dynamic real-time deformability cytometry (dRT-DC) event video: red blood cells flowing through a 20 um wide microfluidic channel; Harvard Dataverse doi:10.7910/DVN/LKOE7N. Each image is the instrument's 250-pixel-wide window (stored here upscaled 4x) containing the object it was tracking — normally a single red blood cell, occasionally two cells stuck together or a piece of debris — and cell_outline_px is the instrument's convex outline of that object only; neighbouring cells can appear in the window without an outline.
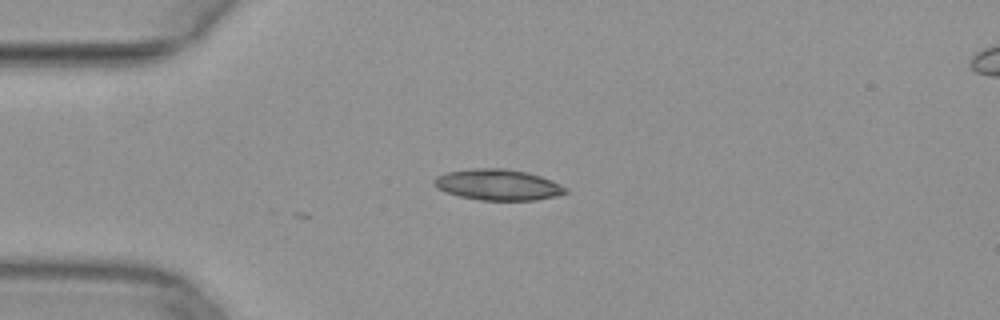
{"species": "common noctule bat (a hibernating species)", "species_latin": "Nyctalus noctula", "temperature_condition": "warm", "stored_images_in_passage": 2, "camera_frame_rate_fps": 3000, "um_per_image_px": 0.085, "animal": {"sex": "female", "body_mass_g": 29.2, "forearm_length_mm": 56.3}, "frame": {"image": 1, "passage_image": 2, "time_ms": 0.333, "image_size_px": [1000, 320], "cell_outline_px": [[568, 192], [556, 196], [536, 200], [480, 200], [460, 196], [444, 192], [436, 188], [432, 184], [432, 180], [436, 176], [444, 172], [472, 168], [504, 168], [528, 172], [552, 180], [568, 188]], "centroid_in_image_um": [42.29, 15.69], "position_along_channel_um": 42.7, "area_um2": 24.04}}